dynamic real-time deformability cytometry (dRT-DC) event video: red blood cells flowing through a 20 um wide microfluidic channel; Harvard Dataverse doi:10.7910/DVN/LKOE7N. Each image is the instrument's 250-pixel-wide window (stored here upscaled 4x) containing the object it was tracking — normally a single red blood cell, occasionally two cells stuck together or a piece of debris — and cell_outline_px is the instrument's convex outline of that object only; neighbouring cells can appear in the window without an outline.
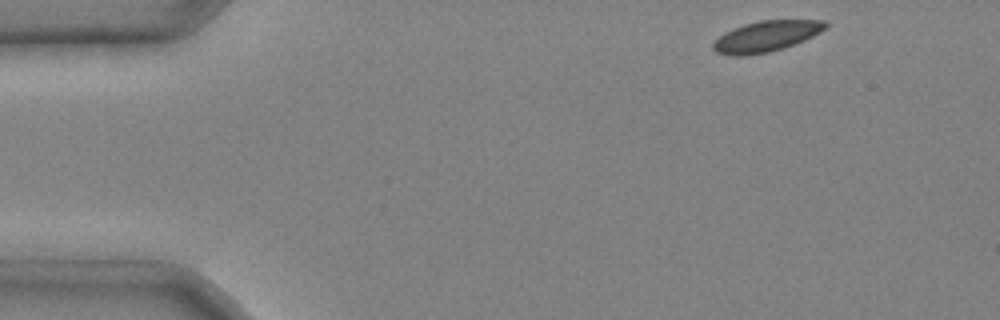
{"species": "common noctule bat (a hibernating species)", "species_latin": "Nyctalus noctula", "temperature_condition": "cold", "stored_images_in_passage": 3, "camera_frame_rate_fps": 3000, "um_per_image_px": 0.085, "animal": {"sex": "male", "body_mass_g": 20.4}, "frame": {"image": 1, "passage_image": 1, "time_ms": 0.0, "image_size_px": [1000, 320], "cell_outline_px": [[828, 24], [820, 32], [804, 40], [768, 52], [744, 56], [736, 56], [716, 52], [712, 48], [712, 44], [724, 32], [732, 28], [744, 24], [760, 20], [828, 20]], "centroid_in_image_um": [65.1, 3.07], "position_along_channel_um": 19.9, "area_um2": 19.94}}